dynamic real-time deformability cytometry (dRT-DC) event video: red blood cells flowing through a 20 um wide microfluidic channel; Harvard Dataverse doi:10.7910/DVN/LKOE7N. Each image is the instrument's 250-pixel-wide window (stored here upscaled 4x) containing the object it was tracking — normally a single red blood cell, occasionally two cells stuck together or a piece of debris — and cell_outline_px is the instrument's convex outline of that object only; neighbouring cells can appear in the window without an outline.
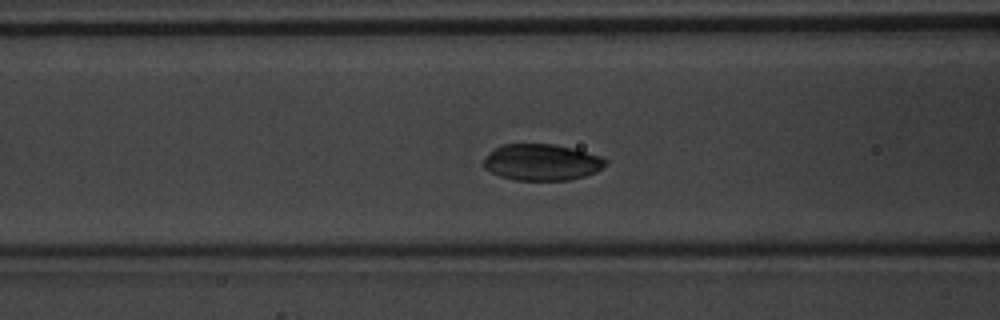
{"species": "common noctule bat (a hibernating species)", "species_latin": "Nyctalus noctula", "temperature_condition": "warm", "stored_images_in_passage": 48, "camera_frame_rate_fps": 3000, "um_per_image_px": 0.085, "animal": {"sex": "male", "body_mass_g": 20.1, "forearm_length_mm": 53.5}, "frame": {"image": 1, "passage_image": 19, "time_ms": 6.0, "image_size_px": [1000, 320], "cell_outline_px": [[608, 160], [596, 172], [584, 176], [568, 180], [516, 180], [500, 176], [484, 168], [480, 164], [496, 148], [504, 144], [556, 144], [572, 148], [600, 156]], "centroid_in_image_um": [46.04, 13.79], "position_along_channel_um": 120.6, "area_um2": 25.61}}
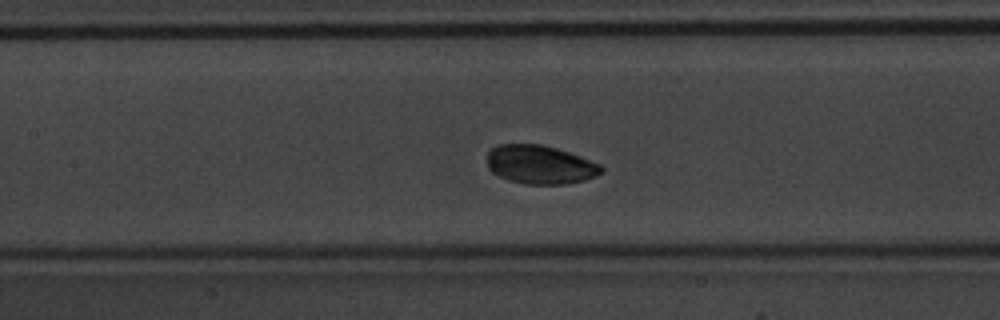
{"frame": {"image": 2, "passage_image": 22, "time_ms": 7.0, "image_size_px": [1000, 320], "cell_outline_px": [[604, 172], [596, 176], [584, 180], [568, 184], [528, 184], [508, 180], [492, 172], [488, 168], [488, 152], [492, 148], [500, 144], [544, 144], [580, 156], [600, 164], [604, 168]], "centroid_in_image_um": [45.93, 13.99], "position_along_channel_um": 161.5, "area_um2": 25.78}}
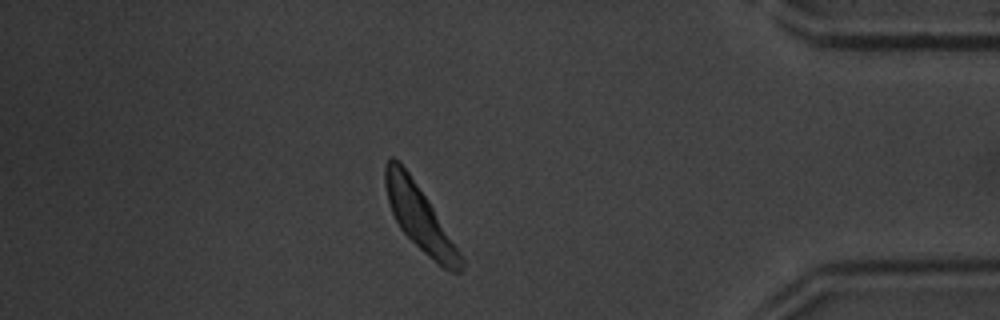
{"frame": {"image": 3, "passage_image": 42, "time_ms": 13.667, "image_size_px": [1000, 320], "cell_outline_px": [[464, 264], [460, 272], [452, 272], [444, 268], [428, 256], [400, 228], [392, 212], [388, 200], [384, 184], [384, 168], [388, 160], [392, 156], [400, 160], [428, 200], [460, 252], [464, 260]], "centroid_in_image_um": [35.65, 18.46], "position_along_channel_um": 399.6, "area_um2": 28.03}, "authors_computed_cell_mechanics": {"area_um2": 27.5128, "velocity_mm_per_s": 4.0739, "shape_relaxation_time_tau1_ms": 0.9678, "shape_relaxation_time_tau2_ms": null, "deformation_change_tau1": 0.0989, "deformation_change_tau2": null}}